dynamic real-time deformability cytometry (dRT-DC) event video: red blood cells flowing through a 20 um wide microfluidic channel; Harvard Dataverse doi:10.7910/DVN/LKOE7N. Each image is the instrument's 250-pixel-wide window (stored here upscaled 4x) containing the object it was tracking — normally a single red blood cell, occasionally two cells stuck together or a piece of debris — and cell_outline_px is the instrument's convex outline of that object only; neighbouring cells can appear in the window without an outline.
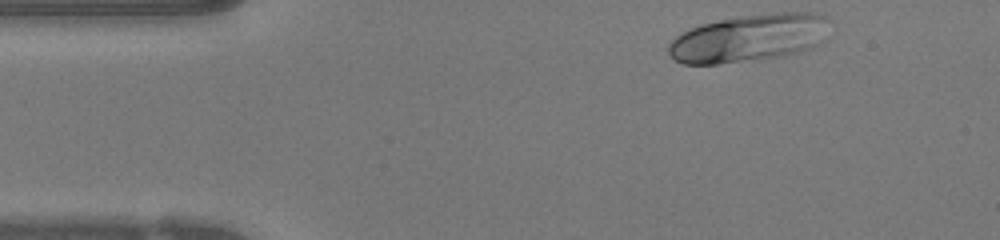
{"species": "human", "species_latin": "Homo sapiens", "temperature_condition": "warm", "stored_images_in_passage": 42, "camera_frame_rate_fps": 3000, "um_per_image_px": 0.085, "donor": {"sex": "female"}, "frame": {"image": 1, "passage_image": 1, "time_ms": 0.0, "image_size_px": [1000, 240], "cell_outline_px": [[828, 20], [824, 40], [820, 44], [812, 48], [784, 56], [720, 64], [680, 64], [668, 52], [668, 44], [676, 36], [700, 24], [740, 16], [776, 12], [812, 12], [828, 16]], "centroid_in_image_um": [63.69, 3.23], "position_along_channel_um": 21.3, "area_um2": 44.85}}
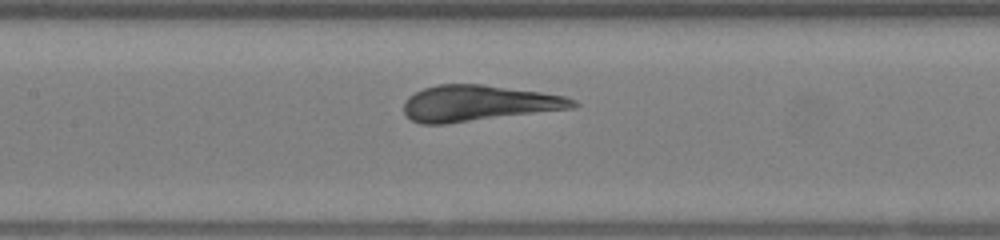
{"frame": {"image": 2, "passage_image": 16, "time_ms": 5.0, "image_size_px": [1000, 240], "cell_outline_px": [[580, 104], [576, 108], [444, 124], [420, 124], [412, 120], [404, 112], [404, 104], [408, 96], [424, 88], [436, 84], [484, 84], [540, 92], [564, 96], [576, 100]], "centroid_in_image_um": [40.69, 8.77], "position_along_channel_um": 166.7, "area_um2": 35.49}}
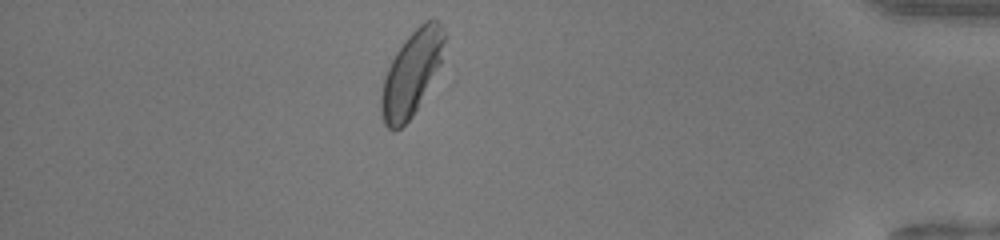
{"frame": {"image": 3, "passage_image": 36, "time_ms": 11.667, "image_size_px": [1000, 240], "cell_outline_px": [[448, 36], [440, 64], [412, 116], [400, 128], [388, 128], [384, 124], [380, 116], [380, 96], [384, 80], [388, 68], [396, 52], [404, 40], [424, 20], [440, 20]], "centroid_in_image_um": [34.99, 6.18], "position_along_channel_um": 400.2, "area_um2": 30.81}, "authors_computed_cell_mechanics": {"area_um2": 35.2291, "velocity_mm_per_s": 4.2135, "shape_relaxation_time_tau1_ms": 4.6293, "shape_relaxation_time_tau2_ms": null, "deformation_change_tau1": 0.2084, "deformation_change_tau2": null}}